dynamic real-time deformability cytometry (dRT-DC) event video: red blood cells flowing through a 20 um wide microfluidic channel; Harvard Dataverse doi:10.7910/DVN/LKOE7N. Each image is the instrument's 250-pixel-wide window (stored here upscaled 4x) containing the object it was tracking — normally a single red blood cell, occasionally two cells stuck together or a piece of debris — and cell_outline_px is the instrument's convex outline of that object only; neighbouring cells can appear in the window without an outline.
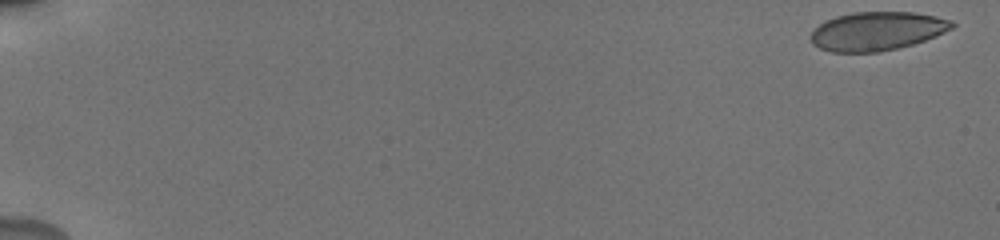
{"species": "human", "species_latin": "Homo sapiens", "temperature_condition": "cold", "stored_images_in_passage": 55, "camera_frame_rate_fps": 3000, "um_per_image_px": 0.085, "donor": {"sex": "male"}, "frame": {"image": 1, "passage_image": 1, "time_ms": 0.0, "image_size_px": [1000, 240], "cell_outline_px": [[956, 24], [952, 28], [936, 36], [912, 44], [896, 48], [876, 52], [832, 52], [820, 48], [812, 44], [808, 36], [824, 20], [836, 16], [852, 12], [916, 12], [936, 16], [952, 20]], "centroid_in_image_um": [74.53, 2.63], "position_along_channel_um": 10.5, "area_um2": 31.91}}
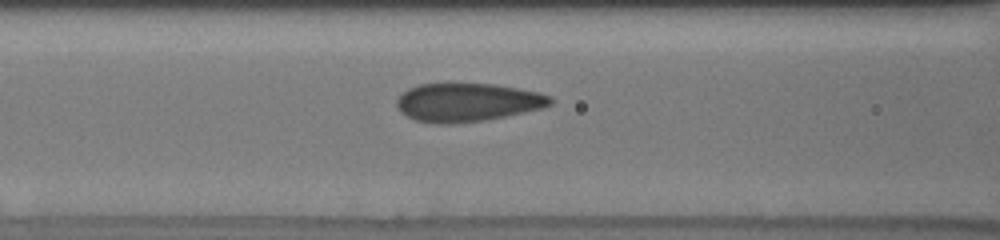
{"frame": {"image": 2, "passage_image": 25, "time_ms": 8.0, "image_size_px": [1000, 240], "cell_outline_px": [[552, 104], [544, 108], [484, 120], [452, 124], [436, 124], [416, 120], [400, 112], [396, 104], [396, 100], [408, 88], [420, 84], [496, 84], [536, 92], [552, 96]], "centroid_in_image_um": [39.72, 8.7], "position_along_channel_um": 126.9, "area_um2": 34.22}}
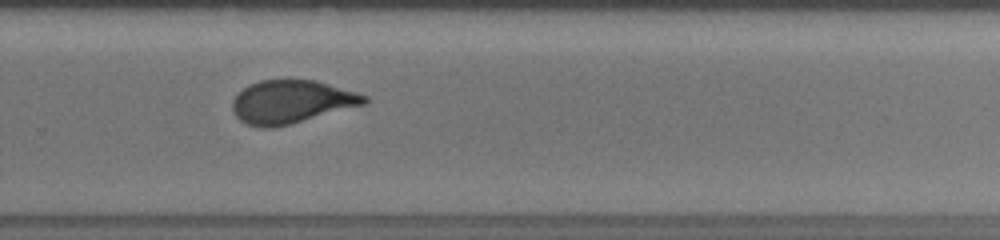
{"frame": {"image": 3, "passage_image": 39, "time_ms": 12.667, "image_size_px": [1000, 240], "cell_outline_px": [[368, 100], [364, 104], [288, 124], [272, 128], [260, 128], [248, 124], [240, 120], [232, 112], [232, 100], [248, 84], [260, 80], [288, 76], [316, 80], [356, 92], [368, 96]], "centroid_in_image_um": [24.72, 8.6], "position_along_channel_um": 305.1, "area_um2": 33.58}, "authors_computed_cell_mechanics": {"area_um2": 33.524, "velocity_mm_per_s": 3.8321, "shape_relaxation_time_tau1_ms": 10.4905, "shape_relaxation_time_tau2_ms": null, "deformation_change_tau1": 0.206, "deformation_change_tau2": null}}